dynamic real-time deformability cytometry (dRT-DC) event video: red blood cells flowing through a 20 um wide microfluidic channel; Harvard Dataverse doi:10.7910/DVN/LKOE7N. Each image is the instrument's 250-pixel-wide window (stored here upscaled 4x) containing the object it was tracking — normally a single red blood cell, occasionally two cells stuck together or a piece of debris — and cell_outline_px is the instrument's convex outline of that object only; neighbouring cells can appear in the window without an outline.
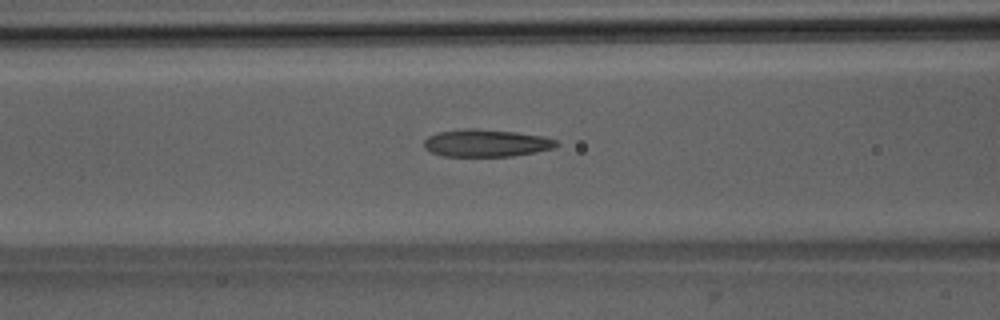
{"species": "Egyptian fruit bat (a non-hibernating species)", "species_latin": "Rousettus aegyptiacus", "temperature_condition": "room temperature", "stored_images_in_passage": 51, "camera_frame_rate_fps": 3000, "um_per_image_px": 0.085, "animal": {"sex": "male"}, "frame": {"image": 1, "passage_image": 21, "time_ms": 6.667, "image_size_px": [1000, 320], "cell_outline_px": [[560, 144], [556, 148], [536, 152], [512, 156], [444, 156], [432, 152], [424, 148], [424, 140], [428, 136], [440, 132], [468, 128], [476, 128], [516, 132], [544, 136], [556, 140]], "centroid_in_image_um": [41.37, 12.16], "position_along_channel_um": 125.2, "area_um2": 21.21}}
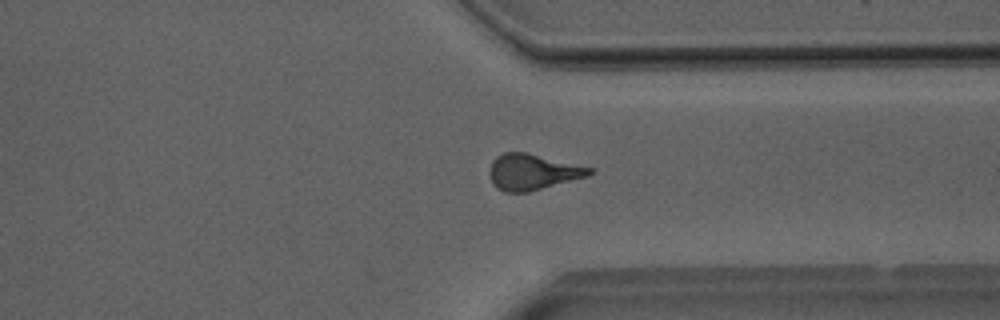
{"frame": {"image": 2, "passage_image": 39, "time_ms": 12.667, "image_size_px": [1000, 320], "cell_outline_px": [[596, 168], [588, 176], [528, 192], [504, 192], [496, 188], [492, 184], [488, 172], [492, 160], [496, 156], [504, 152], [524, 152]], "centroid_in_image_um": [45.25, 14.62], "position_along_channel_um": 366.2, "area_um2": 21.04}}
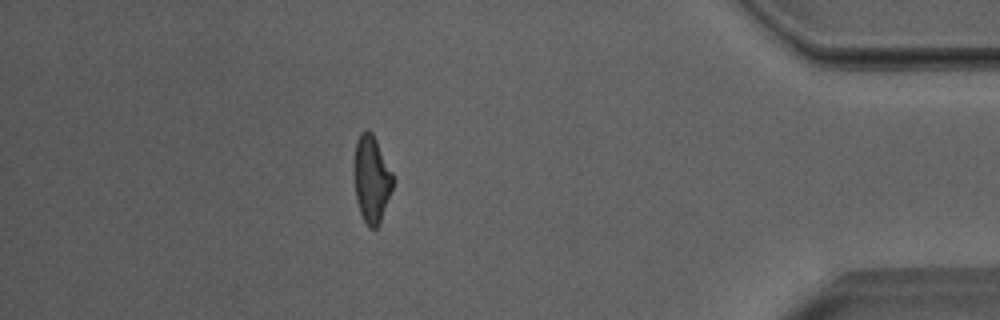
{"frame": {"image": 3, "passage_image": 45, "time_ms": 14.667, "image_size_px": [1000, 320], "cell_outline_px": [[392, 188], [380, 224], [376, 228], [368, 228], [360, 212], [356, 200], [356, 140], [360, 132], [364, 128], [368, 128], [372, 132], [392, 172]], "centroid_in_image_um": [31.6, 15.22], "position_along_channel_um": 403.6, "area_um2": 19.13}, "authors_computed_cell_mechanics": {"area_um2": 21.0392, "velocity_mm_per_s": 4.0222, "shape_relaxation_time_tau1_ms": 6.3729, "shape_relaxation_time_tau2_ms": 2.2731, "deformation_change_tau1": 0.2113, "deformation_change_tau2": 0.1252}}